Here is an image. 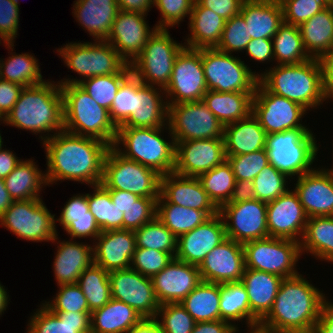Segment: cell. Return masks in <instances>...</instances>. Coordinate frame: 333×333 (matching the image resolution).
<instances>
[{
  "instance_id": "obj_38",
  "label": "cell",
  "mask_w": 333,
  "mask_h": 333,
  "mask_svg": "<svg viewBox=\"0 0 333 333\" xmlns=\"http://www.w3.org/2000/svg\"><path fill=\"white\" fill-rule=\"evenodd\" d=\"M144 318L125 302L111 299L90 316V333H126Z\"/></svg>"
},
{
  "instance_id": "obj_76",
  "label": "cell",
  "mask_w": 333,
  "mask_h": 333,
  "mask_svg": "<svg viewBox=\"0 0 333 333\" xmlns=\"http://www.w3.org/2000/svg\"><path fill=\"white\" fill-rule=\"evenodd\" d=\"M10 295L4 285L0 282V317L7 310L10 304Z\"/></svg>"
},
{
  "instance_id": "obj_14",
  "label": "cell",
  "mask_w": 333,
  "mask_h": 333,
  "mask_svg": "<svg viewBox=\"0 0 333 333\" xmlns=\"http://www.w3.org/2000/svg\"><path fill=\"white\" fill-rule=\"evenodd\" d=\"M167 105V124L175 142L223 139L224 126L202 100Z\"/></svg>"
},
{
  "instance_id": "obj_30",
  "label": "cell",
  "mask_w": 333,
  "mask_h": 333,
  "mask_svg": "<svg viewBox=\"0 0 333 333\" xmlns=\"http://www.w3.org/2000/svg\"><path fill=\"white\" fill-rule=\"evenodd\" d=\"M117 0H75L72 15L78 25L95 40H106L117 13Z\"/></svg>"
},
{
  "instance_id": "obj_32",
  "label": "cell",
  "mask_w": 333,
  "mask_h": 333,
  "mask_svg": "<svg viewBox=\"0 0 333 333\" xmlns=\"http://www.w3.org/2000/svg\"><path fill=\"white\" fill-rule=\"evenodd\" d=\"M251 39H272L284 23L279 0H244L239 13Z\"/></svg>"
},
{
  "instance_id": "obj_44",
  "label": "cell",
  "mask_w": 333,
  "mask_h": 333,
  "mask_svg": "<svg viewBox=\"0 0 333 333\" xmlns=\"http://www.w3.org/2000/svg\"><path fill=\"white\" fill-rule=\"evenodd\" d=\"M274 65L301 64L311 59L298 26L283 23L272 38Z\"/></svg>"
},
{
  "instance_id": "obj_17",
  "label": "cell",
  "mask_w": 333,
  "mask_h": 333,
  "mask_svg": "<svg viewBox=\"0 0 333 333\" xmlns=\"http://www.w3.org/2000/svg\"><path fill=\"white\" fill-rule=\"evenodd\" d=\"M227 238L238 243L269 237L267 203L260 200L225 203L219 208Z\"/></svg>"
},
{
  "instance_id": "obj_73",
  "label": "cell",
  "mask_w": 333,
  "mask_h": 333,
  "mask_svg": "<svg viewBox=\"0 0 333 333\" xmlns=\"http://www.w3.org/2000/svg\"><path fill=\"white\" fill-rule=\"evenodd\" d=\"M119 10L148 15L154 7L153 0H117Z\"/></svg>"
},
{
  "instance_id": "obj_36",
  "label": "cell",
  "mask_w": 333,
  "mask_h": 333,
  "mask_svg": "<svg viewBox=\"0 0 333 333\" xmlns=\"http://www.w3.org/2000/svg\"><path fill=\"white\" fill-rule=\"evenodd\" d=\"M37 161L22 159L4 179L7 191L14 201L39 199L48 186L45 171L38 168ZM45 187V188H44Z\"/></svg>"
},
{
  "instance_id": "obj_2",
  "label": "cell",
  "mask_w": 333,
  "mask_h": 333,
  "mask_svg": "<svg viewBox=\"0 0 333 333\" xmlns=\"http://www.w3.org/2000/svg\"><path fill=\"white\" fill-rule=\"evenodd\" d=\"M311 282L301 272L283 278L272 309L260 323L278 333H313L330 297Z\"/></svg>"
},
{
  "instance_id": "obj_4",
  "label": "cell",
  "mask_w": 333,
  "mask_h": 333,
  "mask_svg": "<svg viewBox=\"0 0 333 333\" xmlns=\"http://www.w3.org/2000/svg\"><path fill=\"white\" fill-rule=\"evenodd\" d=\"M260 72L258 81L269 92L290 99L310 112L327 103L322 89L321 67L316 58L301 64L269 66Z\"/></svg>"
},
{
  "instance_id": "obj_48",
  "label": "cell",
  "mask_w": 333,
  "mask_h": 333,
  "mask_svg": "<svg viewBox=\"0 0 333 333\" xmlns=\"http://www.w3.org/2000/svg\"><path fill=\"white\" fill-rule=\"evenodd\" d=\"M213 203L220 208L229 202L235 187V176L231 165L225 160L215 168L197 177Z\"/></svg>"
},
{
  "instance_id": "obj_63",
  "label": "cell",
  "mask_w": 333,
  "mask_h": 333,
  "mask_svg": "<svg viewBox=\"0 0 333 333\" xmlns=\"http://www.w3.org/2000/svg\"><path fill=\"white\" fill-rule=\"evenodd\" d=\"M67 233L69 239H90L93 242L101 233L94 217L76 218L63 230Z\"/></svg>"
},
{
  "instance_id": "obj_78",
  "label": "cell",
  "mask_w": 333,
  "mask_h": 333,
  "mask_svg": "<svg viewBox=\"0 0 333 333\" xmlns=\"http://www.w3.org/2000/svg\"><path fill=\"white\" fill-rule=\"evenodd\" d=\"M332 145H333V143H332ZM332 150V152H333V149H331ZM332 155H333V153H331ZM333 158V157H332ZM333 163V162H332ZM326 170H328L331 174H333V164H332V166L331 167H326V166H323ZM330 168V169H329Z\"/></svg>"
},
{
  "instance_id": "obj_25",
  "label": "cell",
  "mask_w": 333,
  "mask_h": 333,
  "mask_svg": "<svg viewBox=\"0 0 333 333\" xmlns=\"http://www.w3.org/2000/svg\"><path fill=\"white\" fill-rule=\"evenodd\" d=\"M227 239L224 221L218 213L177 238L175 259L199 266L205 256Z\"/></svg>"
},
{
  "instance_id": "obj_27",
  "label": "cell",
  "mask_w": 333,
  "mask_h": 333,
  "mask_svg": "<svg viewBox=\"0 0 333 333\" xmlns=\"http://www.w3.org/2000/svg\"><path fill=\"white\" fill-rule=\"evenodd\" d=\"M59 235L51 242L57 246L52 264L56 286L76 284L81 273L94 263L93 243L75 239L62 241Z\"/></svg>"
},
{
  "instance_id": "obj_46",
  "label": "cell",
  "mask_w": 333,
  "mask_h": 333,
  "mask_svg": "<svg viewBox=\"0 0 333 333\" xmlns=\"http://www.w3.org/2000/svg\"><path fill=\"white\" fill-rule=\"evenodd\" d=\"M87 193L89 210L102 231L123 229L124 213L114 206L110 192L102 185H92ZM93 192V193H92Z\"/></svg>"
},
{
  "instance_id": "obj_15",
  "label": "cell",
  "mask_w": 333,
  "mask_h": 333,
  "mask_svg": "<svg viewBox=\"0 0 333 333\" xmlns=\"http://www.w3.org/2000/svg\"><path fill=\"white\" fill-rule=\"evenodd\" d=\"M252 114L267 135L295 128H309L306 121H302L309 114L306 108L269 92L259 81L252 100Z\"/></svg>"
},
{
  "instance_id": "obj_31",
  "label": "cell",
  "mask_w": 333,
  "mask_h": 333,
  "mask_svg": "<svg viewBox=\"0 0 333 333\" xmlns=\"http://www.w3.org/2000/svg\"><path fill=\"white\" fill-rule=\"evenodd\" d=\"M39 305L27 319L25 333H90L91 312H52Z\"/></svg>"
},
{
  "instance_id": "obj_58",
  "label": "cell",
  "mask_w": 333,
  "mask_h": 333,
  "mask_svg": "<svg viewBox=\"0 0 333 333\" xmlns=\"http://www.w3.org/2000/svg\"><path fill=\"white\" fill-rule=\"evenodd\" d=\"M174 258L166 252L136 248L130 263V268L140 274L152 278L162 271Z\"/></svg>"
},
{
  "instance_id": "obj_45",
  "label": "cell",
  "mask_w": 333,
  "mask_h": 333,
  "mask_svg": "<svg viewBox=\"0 0 333 333\" xmlns=\"http://www.w3.org/2000/svg\"><path fill=\"white\" fill-rule=\"evenodd\" d=\"M156 218L178 238L210 217L204 211L172 203H156Z\"/></svg>"
},
{
  "instance_id": "obj_18",
  "label": "cell",
  "mask_w": 333,
  "mask_h": 333,
  "mask_svg": "<svg viewBox=\"0 0 333 333\" xmlns=\"http://www.w3.org/2000/svg\"><path fill=\"white\" fill-rule=\"evenodd\" d=\"M111 297L134 308L144 319L156 317L160 304L152 280L128 268L109 272Z\"/></svg>"
},
{
  "instance_id": "obj_20",
  "label": "cell",
  "mask_w": 333,
  "mask_h": 333,
  "mask_svg": "<svg viewBox=\"0 0 333 333\" xmlns=\"http://www.w3.org/2000/svg\"><path fill=\"white\" fill-rule=\"evenodd\" d=\"M147 16L119 10L106 39L128 64L141 53L149 37L157 29L155 26L150 28Z\"/></svg>"
},
{
  "instance_id": "obj_39",
  "label": "cell",
  "mask_w": 333,
  "mask_h": 333,
  "mask_svg": "<svg viewBox=\"0 0 333 333\" xmlns=\"http://www.w3.org/2000/svg\"><path fill=\"white\" fill-rule=\"evenodd\" d=\"M303 44L311 58L333 50V10L328 5L299 26Z\"/></svg>"
},
{
  "instance_id": "obj_24",
  "label": "cell",
  "mask_w": 333,
  "mask_h": 333,
  "mask_svg": "<svg viewBox=\"0 0 333 333\" xmlns=\"http://www.w3.org/2000/svg\"><path fill=\"white\" fill-rule=\"evenodd\" d=\"M156 203H172L204 211L209 217L219 213V208L209 198L197 177L175 172L161 176L160 197Z\"/></svg>"
},
{
  "instance_id": "obj_35",
  "label": "cell",
  "mask_w": 333,
  "mask_h": 333,
  "mask_svg": "<svg viewBox=\"0 0 333 333\" xmlns=\"http://www.w3.org/2000/svg\"><path fill=\"white\" fill-rule=\"evenodd\" d=\"M282 280L272 273L245 268L241 282L247 290L250 311L260 321L272 309Z\"/></svg>"
},
{
  "instance_id": "obj_62",
  "label": "cell",
  "mask_w": 333,
  "mask_h": 333,
  "mask_svg": "<svg viewBox=\"0 0 333 333\" xmlns=\"http://www.w3.org/2000/svg\"><path fill=\"white\" fill-rule=\"evenodd\" d=\"M58 217L59 218H57L56 215V224L59 223L58 225H60L62 229H65L71 221H76V218L94 217L89 210L87 193H77L69 198L62 207L60 216Z\"/></svg>"
},
{
  "instance_id": "obj_47",
  "label": "cell",
  "mask_w": 333,
  "mask_h": 333,
  "mask_svg": "<svg viewBox=\"0 0 333 333\" xmlns=\"http://www.w3.org/2000/svg\"><path fill=\"white\" fill-rule=\"evenodd\" d=\"M77 285L82 289L91 313L112 299L109 272L95 263L81 273Z\"/></svg>"
},
{
  "instance_id": "obj_69",
  "label": "cell",
  "mask_w": 333,
  "mask_h": 333,
  "mask_svg": "<svg viewBox=\"0 0 333 333\" xmlns=\"http://www.w3.org/2000/svg\"><path fill=\"white\" fill-rule=\"evenodd\" d=\"M254 184L252 180H238L235 182L232 196L227 203L255 200Z\"/></svg>"
},
{
  "instance_id": "obj_33",
  "label": "cell",
  "mask_w": 333,
  "mask_h": 333,
  "mask_svg": "<svg viewBox=\"0 0 333 333\" xmlns=\"http://www.w3.org/2000/svg\"><path fill=\"white\" fill-rule=\"evenodd\" d=\"M226 20L196 0L188 21L185 47L193 49L216 48L219 44Z\"/></svg>"
},
{
  "instance_id": "obj_68",
  "label": "cell",
  "mask_w": 333,
  "mask_h": 333,
  "mask_svg": "<svg viewBox=\"0 0 333 333\" xmlns=\"http://www.w3.org/2000/svg\"><path fill=\"white\" fill-rule=\"evenodd\" d=\"M240 328H234L229 322L216 320L196 323L191 333H241Z\"/></svg>"
},
{
  "instance_id": "obj_34",
  "label": "cell",
  "mask_w": 333,
  "mask_h": 333,
  "mask_svg": "<svg viewBox=\"0 0 333 333\" xmlns=\"http://www.w3.org/2000/svg\"><path fill=\"white\" fill-rule=\"evenodd\" d=\"M267 133L251 113L248 117L224 126L226 156L243 155L265 149Z\"/></svg>"
},
{
  "instance_id": "obj_61",
  "label": "cell",
  "mask_w": 333,
  "mask_h": 333,
  "mask_svg": "<svg viewBox=\"0 0 333 333\" xmlns=\"http://www.w3.org/2000/svg\"><path fill=\"white\" fill-rule=\"evenodd\" d=\"M19 6L11 0H0V43H15L19 36Z\"/></svg>"
},
{
  "instance_id": "obj_70",
  "label": "cell",
  "mask_w": 333,
  "mask_h": 333,
  "mask_svg": "<svg viewBox=\"0 0 333 333\" xmlns=\"http://www.w3.org/2000/svg\"><path fill=\"white\" fill-rule=\"evenodd\" d=\"M313 333H333V301L327 299L320 312Z\"/></svg>"
},
{
  "instance_id": "obj_22",
  "label": "cell",
  "mask_w": 333,
  "mask_h": 333,
  "mask_svg": "<svg viewBox=\"0 0 333 333\" xmlns=\"http://www.w3.org/2000/svg\"><path fill=\"white\" fill-rule=\"evenodd\" d=\"M318 166L291 181L308 218L333 216V174Z\"/></svg>"
},
{
  "instance_id": "obj_12",
  "label": "cell",
  "mask_w": 333,
  "mask_h": 333,
  "mask_svg": "<svg viewBox=\"0 0 333 333\" xmlns=\"http://www.w3.org/2000/svg\"><path fill=\"white\" fill-rule=\"evenodd\" d=\"M55 217L42 198L13 201L0 216V226L17 239L50 243L59 234Z\"/></svg>"
},
{
  "instance_id": "obj_43",
  "label": "cell",
  "mask_w": 333,
  "mask_h": 333,
  "mask_svg": "<svg viewBox=\"0 0 333 333\" xmlns=\"http://www.w3.org/2000/svg\"><path fill=\"white\" fill-rule=\"evenodd\" d=\"M220 284L201 281L180 304L198 322L221 320Z\"/></svg>"
},
{
  "instance_id": "obj_54",
  "label": "cell",
  "mask_w": 333,
  "mask_h": 333,
  "mask_svg": "<svg viewBox=\"0 0 333 333\" xmlns=\"http://www.w3.org/2000/svg\"><path fill=\"white\" fill-rule=\"evenodd\" d=\"M136 76L131 73L120 85L110 107L111 121L118 128L135 113Z\"/></svg>"
},
{
  "instance_id": "obj_74",
  "label": "cell",
  "mask_w": 333,
  "mask_h": 333,
  "mask_svg": "<svg viewBox=\"0 0 333 333\" xmlns=\"http://www.w3.org/2000/svg\"><path fill=\"white\" fill-rule=\"evenodd\" d=\"M126 333H162L157 321L153 319H143L139 324L131 327Z\"/></svg>"
},
{
  "instance_id": "obj_57",
  "label": "cell",
  "mask_w": 333,
  "mask_h": 333,
  "mask_svg": "<svg viewBox=\"0 0 333 333\" xmlns=\"http://www.w3.org/2000/svg\"><path fill=\"white\" fill-rule=\"evenodd\" d=\"M235 180H254L257 174L269 164L266 149L243 155L226 156Z\"/></svg>"
},
{
  "instance_id": "obj_10",
  "label": "cell",
  "mask_w": 333,
  "mask_h": 333,
  "mask_svg": "<svg viewBox=\"0 0 333 333\" xmlns=\"http://www.w3.org/2000/svg\"><path fill=\"white\" fill-rule=\"evenodd\" d=\"M201 59L208 90L255 93L260 72L252 71L241 57L216 48H201Z\"/></svg>"
},
{
  "instance_id": "obj_42",
  "label": "cell",
  "mask_w": 333,
  "mask_h": 333,
  "mask_svg": "<svg viewBox=\"0 0 333 333\" xmlns=\"http://www.w3.org/2000/svg\"><path fill=\"white\" fill-rule=\"evenodd\" d=\"M300 249L302 256L307 253L315 260L333 264V216L309 217Z\"/></svg>"
},
{
  "instance_id": "obj_52",
  "label": "cell",
  "mask_w": 333,
  "mask_h": 333,
  "mask_svg": "<svg viewBox=\"0 0 333 333\" xmlns=\"http://www.w3.org/2000/svg\"><path fill=\"white\" fill-rule=\"evenodd\" d=\"M162 333H191L196 321L180 303L160 305L154 318Z\"/></svg>"
},
{
  "instance_id": "obj_67",
  "label": "cell",
  "mask_w": 333,
  "mask_h": 333,
  "mask_svg": "<svg viewBox=\"0 0 333 333\" xmlns=\"http://www.w3.org/2000/svg\"><path fill=\"white\" fill-rule=\"evenodd\" d=\"M321 67L322 89L327 100L333 102V50L318 58ZM332 99V100H331Z\"/></svg>"
},
{
  "instance_id": "obj_53",
  "label": "cell",
  "mask_w": 333,
  "mask_h": 333,
  "mask_svg": "<svg viewBox=\"0 0 333 333\" xmlns=\"http://www.w3.org/2000/svg\"><path fill=\"white\" fill-rule=\"evenodd\" d=\"M57 293L42 303L52 312H90L82 289L76 284L57 286Z\"/></svg>"
},
{
  "instance_id": "obj_80",
  "label": "cell",
  "mask_w": 333,
  "mask_h": 333,
  "mask_svg": "<svg viewBox=\"0 0 333 333\" xmlns=\"http://www.w3.org/2000/svg\"><path fill=\"white\" fill-rule=\"evenodd\" d=\"M15 5L20 6L19 0H11Z\"/></svg>"
},
{
  "instance_id": "obj_71",
  "label": "cell",
  "mask_w": 333,
  "mask_h": 333,
  "mask_svg": "<svg viewBox=\"0 0 333 333\" xmlns=\"http://www.w3.org/2000/svg\"><path fill=\"white\" fill-rule=\"evenodd\" d=\"M4 146L0 148V179H5L22 160L12 149L8 150Z\"/></svg>"
},
{
  "instance_id": "obj_66",
  "label": "cell",
  "mask_w": 333,
  "mask_h": 333,
  "mask_svg": "<svg viewBox=\"0 0 333 333\" xmlns=\"http://www.w3.org/2000/svg\"><path fill=\"white\" fill-rule=\"evenodd\" d=\"M202 7L209 8L217 15L229 20L240 13L244 0H196Z\"/></svg>"
},
{
  "instance_id": "obj_49",
  "label": "cell",
  "mask_w": 333,
  "mask_h": 333,
  "mask_svg": "<svg viewBox=\"0 0 333 333\" xmlns=\"http://www.w3.org/2000/svg\"><path fill=\"white\" fill-rule=\"evenodd\" d=\"M136 248L169 253L173 258L177 250V237L156 217L134 230Z\"/></svg>"
},
{
  "instance_id": "obj_26",
  "label": "cell",
  "mask_w": 333,
  "mask_h": 333,
  "mask_svg": "<svg viewBox=\"0 0 333 333\" xmlns=\"http://www.w3.org/2000/svg\"><path fill=\"white\" fill-rule=\"evenodd\" d=\"M151 280L156 298L162 305L180 303L202 281V278L198 266L174 258Z\"/></svg>"
},
{
  "instance_id": "obj_5",
  "label": "cell",
  "mask_w": 333,
  "mask_h": 333,
  "mask_svg": "<svg viewBox=\"0 0 333 333\" xmlns=\"http://www.w3.org/2000/svg\"><path fill=\"white\" fill-rule=\"evenodd\" d=\"M165 132L170 140L164 138ZM113 147L124 157L152 168L160 175L174 170L175 141L168 124L159 128H118Z\"/></svg>"
},
{
  "instance_id": "obj_21",
  "label": "cell",
  "mask_w": 333,
  "mask_h": 333,
  "mask_svg": "<svg viewBox=\"0 0 333 333\" xmlns=\"http://www.w3.org/2000/svg\"><path fill=\"white\" fill-rule=\"evenodd\" d=\"M291 188L277 199L267 203L268 235L300 243L308 217L298 195Z\"/></svg>"
},
{
  "instance_id": "obj_60",
  "label": "cell",
  "mask_w": 333,
  "mask_h": 333,
  "mask_svg": "<svg viewBox=\"0 0 333 333\" xmlns=\"http://www.w3.org/2000/svg\"><path fill=\"white\" fill-rule=\"evenodd\" d=\"M157 199L140 197L124 212L123 229L135 230L151 222L156 217Z\"/></svg>"
},
{
  "instance_id": "obj_8",
  "label": "cell",
  "mask_w": 333,
  "mask_h": 333,
  "mask_svg": "<svg viewBox=\"0 0 333 333\" xmlns=\"http://www.w3.org/2000/svg\"><path fill=\"white\" fill-rule=\"evenodd\" d=\"M62 45L55 49L57 55L65 67L80 77L69 78L68 75V78L57 81L60 85L79 84L90 77L118 74L128 64L106 40H79Z\"/></svg>"
},
{
  "instance_id": "obj_1",
  "label": "cell",
  "mask_w": 333,
  "mask_h": 333,
  "mask_svg": "<svg viewBox=\"0 0 333 333\" xmlns=\"http://www.w3.org/2000/svg\"><path fill=\"white\" fill-rule=\"evenodd\" d=\"M45 150V177L49 187L57 182L74 181L79 184H101L104 161L110 145L65 130L56 133L42 143Z\"/></svg>"
},
{
  "instance_id": "obj_41",
  "label": "cell",
  "mask_w": 333,
  "mask_h": 333,
  "mask_svg": "<svg viewBox=\"0 0 333 333\" xmlns=\"http://www.w3.org/2000/svg\"><path fill=\"white\" fill-rule=\"evenodd\" d=\"M219 310L221 320L229 322L234 328L239 327L240 322L246 326L260 323L250 311L247 290L241 281L220 284Z\"/></svg>"
},
{
  "instance_id": "obj_19",
  "label": "cell",
  "mask_w": 333,
  "mask_h": 333,
  "mask_svg": "<svg viewBox=\"0 0 333 333\" xmlns=\"http://www.w3.org/2000/svg\"><path fill=\"white\" fill-rule=\"evenodd\" d=\"M226 160L223 139H200L175 142L173 172L198 177Z\"/></svg>"
},
{
  "instance_id": "obj_77",
  "label": "cell",
  "mask_w": 333,
  "mask_h": 333,
  "mask_svg": "<svg viewBox=\"0 0 333 333\" xmlns=\"http://www.w3.org/2000/svg\"><path fill=\"white\" fill-rule=\"evenodd\" d=\"M244 327H246V329H244V330H247L246 333H278L274 329L266 327V326L262 325L261 323L244 326Z\"/></svg>"
},
{
  "instance_id": "obj_37",
  "label": "cell",
  "mask_w": 333,
  "mask_h": 333,
  "mask_svg": "<svg viewBox=\"0 0 333 333\" xmlns=\"http://www.w3.org/2000/svg\"><path fill=\"white\" fill-rule=\"evenodd\" d=\"M2 44L9 51L10 56L0 58V79L17 83L23 87L35 86L46 81L43 79L40 62L33 53H16L13 42Z\"/></svg>"
},
{
  "instance_id": "obj_72",
  "label": "cell",
  "mask_w": 333,
  "mask_h": 333,
  "mask_svg": "<svg viewBox=\"0 0 333 333\" xmlns=\"http://www.w3.org/2000/svg\"><path fill=\"white\" fill-rule=\"evenodd\" d=\"M110 192V196L114 206L121 212H125L130 206L135 204V202L140 198L138 195L122 191V190H108Z\"/></svg>"
},
{
  "instance_id": "obj_6",
  "label": "cell",
  "mask_w": 333,
  "mask_h": 333,
  "mask_svg": "<svg viewBox=\"0 0 333 333\" xmlns=\"http://www.w3.org/2000/svg\"><path fill=\"white\" fill-rule=\"evenodd\" d=\"M63 94L64 130L79 136L99 139L113 146L118 128L109 110L100 106L79 85H60Z\"/></svg>"
},
{
  "instance_id": "obj_28",
  "label": "cell",
  "mask_w": 333,
  "mask_h": 333,
  "mask_svg": "<svg viewBox=\"0 0 333 333\" xmlns=\"http://www.w3.org/2000/svg\"><path fill=\"white\" fill-rule=\"evenodd\" d=\"M92 243L94 263L107 272L130 268L136 250L134 230L102 231Z\"/></svg>"
},
{
  "instance_id": "obj_9",
  "label": "cell",
  "mask_w": 333,
  "mask_h": 333,
  "mask_svg": "<svg viewBox=\"0 0 333 333\" xmlns=\"http://www.w3.org/2000/svg\"><path fill=\"white\" fill-rule=\"evenodd\" d=\"M171 36L169 29H156L130 64L132 73L144 85L165 89L170 82L175 59L185 47Z\"/></svg>"
},
{
  "instance_id": "obj_50",
  "label": "cell",
  "mask_w": 333,
  "mask_h": 333,
  "mask_svg": "<svg viewBox=\"0 0 333 333\" xmlns=\"http://www.w3.org/2000/svg\"><path fill=\"white\" fill-rule=\"evenodd\" d=\"M132 73L127 64L118 74L95 76L84 79L79 85L98 103L107 110L113 103L121 83Z\"/></svg>"
},
{
  "instance_id": "obj_23",
  "label": "cell",
  "mask_w": 333,
  "mask_h": 333,
  "mask_svg": "<svg viewBox=\"0 0 333 333\" xmlns=\"http://www.w3.org/2000/svg\"><path fill=\"white\" fill-rule=\"evenodd\" d=\"M198 268L202 281L218 284L241 281L246 268L243 244L227 238L205 256Z\"/></svg>"
},
{
  "instance_id": "obj_65",
  "label": "cell",
  "mask_w": 333,
  "mask_h": 333,
  "mask_svg": "<svg viewBox=\"0 0 333 333\" xmlns=\"http://www.w3.org/2000/svg\"><path fill=\"white\" fill-rule=\"evenodd\" d=\"M23 86L0 79V121H2L17 102Z\"/></svg>"
},
{
  "instance_id": "obj_3",
  "label": "cell",
  "mask_w": 333,
  "mask_h": 333,
  "mask_svg": "<svg viewBox=\"0 0 333 333\" xmlns=\"http://www.w3.org/2000/svg\"><path fill=\"white\" fill-rule=\"evenodd\" d=\"M38 135L42 144L64 130L63 94L60 84L46 80L42 84L24 87L8 115L1 121Z\"/></svg>"
},
{
  "instance_id": "obj_16",
  "label": "cell",
  "mask_w": 333,
  "mask_h": 333,
  "mask_svg": "<svg viewBox=\"0 0 333 333\" xmlns=\"http://www.w3.org/2000/svg\"><path fill=\"white\" fill-rule=\"evenodd\" d=\"M207 91L201 49L184 47L175 59L170 82L164 89L167 104L201 101Z\"/></svg>"
},
{
  "instance_id": "obj_55",
  "label": "cell",
  "mask_w": 333,
  "mask_h": 333,
  "mask_svg": "<svg viewBox=\"0 0 333 333\" xmlns=\"http://www.w3.org/2000/svg\"><path fill=\"white\" fill-rule=\"evenodd\" d=\"M250 41L248 27L244 18L238 14L226 20L221 40L216 49L230 54L244 53Z\"/></svg>"
},
{
  "instance_id": "obj_51",
  "label": "cell",
  "mask_w": 333,
  "mask_h": 333,
  "mask_svg": "<svg viewBox=\"0 0 333 333\" xmlns=\"http://www.w3.org/2000/svg\"><path fill=\"white\" fill-rule=\"evenodd\" d=\"M291 179L268 164L254 178V193L257 200L269 203L283 195L291 183Z\"/></svg>"
},
{
  "instance_id": "obj_11",
  "label": "cell",
  "mask_w": 333,
  "mask_h": 333,
  "mask_svg": "<svg viewBox=\"0 0 333 333\" xmlns=\"http://www.w3.org/2000/svg\"><path fill=\"white\" fill-rule=\"evenodd\" d=\"M161 176L154 169L124 157L111 146L105 157L101 184L107 190H122L139 197L159 198Z\"/></svg>"
},
{
  "instance_id": "obj_64",
  "label": "cell",
  "mask_w": 333,
  "mask_h": 333,
  "mask_svg": "<svg viewBox=\"0 0 333 333\" xmlns=\"http://www.w3.org/2000/svg\"><path fill=\"white\" fill-rule=\"evenodd\" d=\"M245 54L249 56L250 62H258L261 64H270L271 67L274 65V55H273V41L272 39H251L245 48Z\"/></svg>"
},
{
  "instance_id": "obj_59",
  "label": "cell",
  "mask_w": 333,
  "mask_h": 333,
  "mask_svg": "<svg viewBox=\"0 0 333 333\" xmlns=\"http://www.w3.org/2000/svg\"><path fill=\"white\" fill-rule=\"evenodd\" d=\"M279 1L283 11L284 23L298 27L328 6L323 0Z\"/></svg>"
},
{
  "instance_id": "obj_13",
  "label": "cell",
  "mask_w": 333,
  "mask_h": 333,
  "mask_svg": "<svg viewBox=\"0 0 333 333\" xmlns=\"http://www.w3.org/2000/svg\"><path fill=\"white\" fill-rule=\"evenodd\" d=\"M245 267L288 278L299 274L302 257L300 243L290 239L267 237L243 244Z\"/></svg>"
},
{
  "instance_id": "obj_29",
  "label": "cell",
  "mask_w": 333,
  "mask_h": 333,
  "mask_svg": "<svg viewBox=\"0 0 333 333\" xmlns=\"http://www.w3.org/2000/svg\"><path fill=\"white\" fill-rule=\"evenodd\" d=\"M168 105L164 89L144 85L136 77L135 113L118 128H159L167 125Z\"/></svg>"
},
{
  "instance_id": "obj_56",
  "label": "cell",
  "mask_w": 333,
  "mask_h": 333,
  "mask_svg": "<svg viewBox=\"0 0 333 333\" xmlns=\"http://www.w3.org/2000/svg\"><path fill=\"white\" fill-rule=\"evenodd\" d=\"M195 0H155L154 7L160 12V18L154 25L157 29H171L190 18ZM181 22V23H180Z\"/></svg>"
},
{
  "instance_id": "obj_79",
  "label": "cell",
  "mask_w": 333,
  "mask_h": 333,
  "mask_svg": "<svg viewBox=\"0 0 333 333\" xmlns=\"http://www.w3.org/2000/svg\"><path fill=\"white\" fill-rule=\"evenodd\" d=\"M3 138H2V134H1V130H0V148L4 145L3 144Z\"/></svg>"
},
{
  "instance_id": "obj_7",
  "label": "cell",
  "mask_w": 333,
  "mask_h": 333,
  "mask_svg": "<svg viewBox=\"0 0 333 333\" xmlns=\"http://www.w3.org/2000/svg\"><path fill=\"white\" fill-rule=\"evenodd\" d=\"M316 136L310 128L267 135L265 149L269 164L291 180L312 171L317 167L319 145L322 146L321 142L317 143Z\"/></svg>"
},
{
  "instance_id": "obj_75",
  "label": "cell",
  "mask_w": 333,
  "mask_h": 333,
  "mask_svg": "<svg viewBox=\"0 0 333 333\" xmlns=\"http://www.w3.org/2000/svg\"><path fill=\"white\" fill-rule=\"evenodd\" d=\"M13 201L6 189L4 179H0V216L11 206Z\"/></svg>"
},
{
  "instance_id": "obj_40",
  "label": "cell",
  "mask_w": 333,
  "mask_h": 333,
  "mask_svg": "<svg viewBox=\"0 0 333 333\" xmlns=\"http://www.w3.org/2000/svg\"><path fill=\"white\" fill-rule=\"evenodd\" d=\"M254 93L217 92L208 90L202 101L223 126L248 117L252 113Z\"/></svg>"
}]
</instances>
